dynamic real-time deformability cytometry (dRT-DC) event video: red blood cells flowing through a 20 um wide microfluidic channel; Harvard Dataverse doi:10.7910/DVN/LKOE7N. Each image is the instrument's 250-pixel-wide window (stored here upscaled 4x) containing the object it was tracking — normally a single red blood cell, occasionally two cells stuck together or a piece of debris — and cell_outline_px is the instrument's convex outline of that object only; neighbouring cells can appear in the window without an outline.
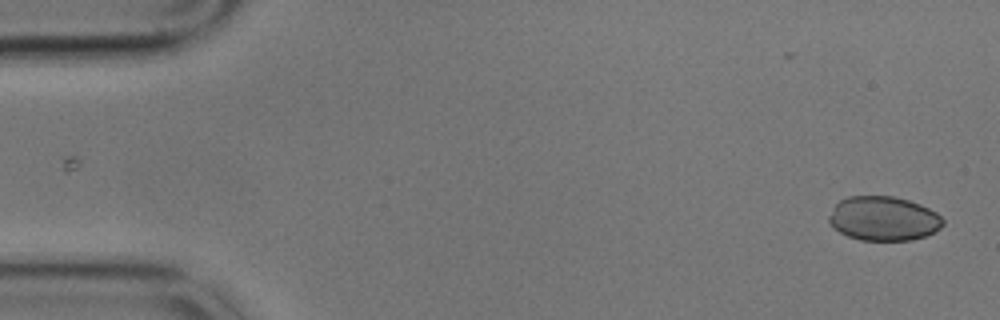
{"species": "common noctule bat (a hibernating species)", "species_latin": "Nyctalus noctula", "temperature_condition": "cold", "stored_images_in_passage": 56, "camera_frame_rate_fps": 3000, "um_per_image_px": 0.085, "animal": {"sex": "male", "body_mass_g": 17.9}, "frame": {"image": 1, "passage_image": 1, "time_ms": 0.0, "image_size_px": [1000, 320], "cell_outline_px": [[944, 224], [940, 228], [924, 236], [912, 240], [860, 240], [848, 236], [832, 228], [828, 220], [828, 216], [836, 204], [840, 200], [848, 196], [896, 196], [920, 204], [936, 212], [944, 220]], "centroid_in_image_um": [75.08, 18.57], "position_along_channel_um": 9.9, "area_um2": 29.48}}
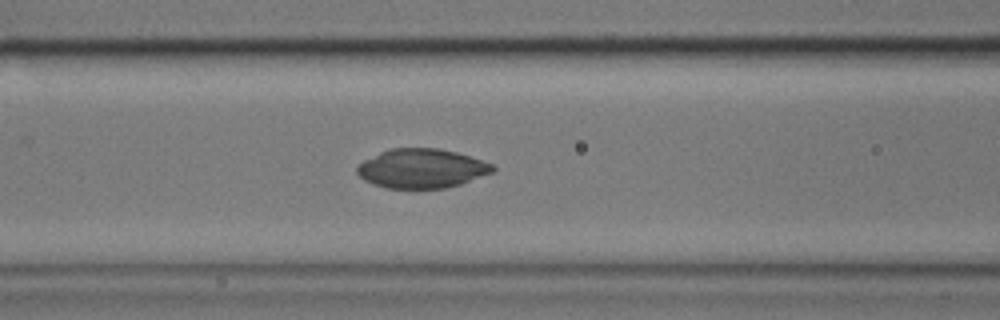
{"frame": {"image": 2, "passage_image": 22, "time_ms": 7.0, "image_size_px": [1000, 320], "cell_outline_px": [[496, 168], [492, 172], [460, 184], [444, 188], [384, 188], [372, 184], [364, 180], [356, 172], [356, 168], [364, 160], [380, 152], [392, 148], [436, 148], [456, 152], [492, 164]], "centroid_in_image_um": [35.8, 14.32], "position_along_channel_um": 130.8, "area_um2": 30.75}}
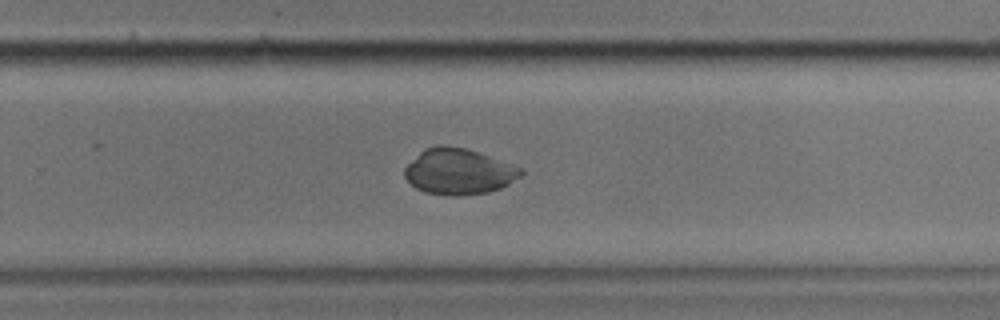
{"frame": {"image": 3, "passage_image": 36, "time_ms": 11.667, "image_size_px": [1000, 320], "cell_outline_px": [[524, 172], [520, 176], [508, 184], [500, 188], [488, 192], [460, 196], [448, 196], [424, 192], [416, 188], [404, 176], [404, 168], [424, 148], [436, 144], [444, 144], [464, 148], [524, 168]], "centroid_in_image_um": [38.97, 14.58], "position_along_channel_um": 290.8, "area_um2": 31.1}}